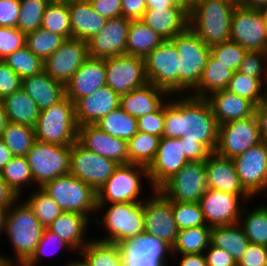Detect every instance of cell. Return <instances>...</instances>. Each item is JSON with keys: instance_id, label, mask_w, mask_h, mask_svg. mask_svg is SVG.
Masks as SVG:
<instances>
[{"instance_id": "cell-2", "label": "cell", "mask_w": 267, "mask_h": 266, "mask_svg": "<svg viewBox=\"0 0 267 266\" xmlns=\"http://www.w3.org/2000/svg\"><path fill=\"white\" fill-rule=\"evenodd\" d=\"M44 229L28 205L18 198L7 209L2 237L10 244L11 253L0 251L1 255L11 266H23L34 254Z\"/></svg>"}, {"instance_id": "cell-29", "label": "cell", "mask_w": 267, "mask_h": 266, "mask_svg": "<svg viewBox=\"0 0 267 266\" xmlns=\"http://www.w3.org/2000/svg\"><path fill=\"white\" fill-rule=\"evenodd\" d=\"M141 21L164 40H170L188 27L189 13L179 5L147 9Z\"/></svg>"}, {"instance_id": "cell-65", "label": "cell", "mask_w": 267, "mask_h": 266, "mask_svg": "<svg viewBox=\"0 0 267 266\" xmlns=\"http://www.w3.org/2000/svg\"><path fill=\"white\" fill-rule=\"evenodd\" d=\"M18 198L0 175V206L10 207Z\"/></svg>"}, {"instance_id": "cell-9", "label": "cell", "mask_w": 267, "mask_h": 266, "mask_svg": "<svg viewBox=\"0 0 267 266\" xmlns=\"http://www.w3.org/2000/svg\"><path fill=\"white\" fill-rule=\"evenodd\" d=\"M72 145L49 144L35 141L25 156L33 176L34 188L69 174Z\"/></svg>"}, {"instance_id": "cell-18", "label": "cell", "mask_w": 267, "mask_h": 266, "mask_svg": "<svg viewBox=\"0 0 267 266\" xmlns=\"http://www.w3.org/2000/svg\"><path fill=\"white\" fill-rule=\"evenodd\" d=\"M144 232L174 245L178 228L172 213V201L159 190H153L143 201Z\"/></svg>"}, {"instance_id": "cell-10", "label": "cell", "mask_w": 267, "mask_h": 266, "mask_svg": "<svg viewBox=\"0 0 267 266\" xmlns=\"http://www.w3.org/2000/svg\"><path fill=\"white\" fill-rule=\"evenodd\" d=\"M179 54L170 40H165L144 58L145 76L148 83L179 95Z\"/></svg>"}, {"instance_id": "cell-50", "label": "cell", "mask_w": 267, "mask_h": 266, "mask_svg": "<svg viewBox=\"0 0 267 266\" xmlns=\"http://www.w3.org/2000/svg\"><path fill=\"white\" fill-rule=\"evenodd\" d=\"M49 1L19 0L20 10L16 28L24 33L41 28L43 14Z\"/></svg>"}, {"instance_id": "cell-36", "label": "cell", "mask_w": 267, "mask_h": 266, "mask_svg": "<svg viewBox=\"0 0 267 266\" xmlns=\"http://www.w3.org/2000/svg\"><path fill=\"white\" fill-rule=\"evenodd\" d=\"M232 75V70L218 62L210 54L198 86L189 95L197 98H206L211 93L224 90L227 88Z\"/></svg>"}, {"instance_id": "cell-45", "label": "cell", "mask_w": 267, "mask_h": 266, "mask_svg": "<svg viewBox=\"0 0 267 266\" xmlns=\"http://www.w3.org/2000/svg\"><path fill=\"white\" fill-rule=\"evenodd\" d=\"M41 28L71 38V24L68 2L64 0H50L42 18Z\"/></svg>"}, {"instance_id": "cell-46", "label": "cell", "mask_w": 267, "mask_h": 266, "mask_svg": "<svg viewBox=\"0 0 267 266\" xmlns=\"http://www.w3.org/2000/svg\"><path fill=\"white\" fill-rule=\"evenodd\" d=\"M61 250L65 252L67 256H70L69 253H72V255L77 254V252L61 237L48 228H45L34 254L23 266H40L42 261L43 263L44 261H48L47 257H58L55 254L61 253ZM45 257L46 260H44Z\"/></svg>"}, {"instance_id": "cell-34", "label": "cell", "mask_w": 267, "mask_h": 266, "mask_svg": "<svg viewBox=\"0 0 267 266\" xmlns=\"http://www.w3.org/2000/svg\"><path fill=\"white\" fill-rule=\"evenodd\" d=\"M1 101L9 122L35 127L40 110L23 88Z\"/></svg>"}, {"instance_id": "cell-27", "label": "cell", "mask_w": 267, "mask_h": 266, "mask_svg": "<svg viewBox=\"0 0 267 266\" xmlns=\"http://www.w3.org/2000/svg\"><path fill=\"white\" fill-rule=\"evenodd\" d=\"M92 221L85 215L62 212L47 228L67 242L77 253L93 238ZM91 236V237H89Z\"/></svg>"}, {"instance_id": "cell-14", "label": "cell", "mask_w": 267, "mask_h": 266, "mask_svg": "<svg viewBox=\"0 0 267 266\" xmlns=\"http://www.w3.org/2000/svg\"><path fill=\"white\" fill-rule=\"evenodd\" d=\"M230 41L247 51H267V26L263 10L236 5L231 17Z\"/></svg>"}, {"instance_id": "cell-16", "label": "cell", "mask_w": 267, "mask_h": 266, "mask_svg": "<svg viewBox=\"0 0 267 266\" xmlns=\"http://www.w3.org/2000/svg\"><path fill=\"white\" fill-rule=\"evenodd\" d=\"M118 166L114 160L85 149L77 141L72 144L69 173L90 185L96 192Z\"/></svg>"}, {"instance_id": "cell-41", "label": "cell", "mask_w": 267, "mask_h": 266, "mask_svg": "<svg viewBox=\"0 0 267 266\" xmlns=\"http://www.w3.org/2000/svg\"><path fill=\"white\" fill-rule=\"evenodd\" d=\"M161 137L137 132L128 142V164L149 167L154 161Z\"/></svg>"}, {"instance_id": "cell-73", "label": "cell", "mask_w": 267, "mask_h": 266, "mask_svg": "<svg viewBox=\"0 0 267 266\" xmlns=\"http://www.w3.org/2000/svg\"><path fill=\"white\" fill-rule=\"evenodd\" d=\"M0 266H11L3 255L0 253Z\"/></svg>"}, {"instance_id": "cell-58", "label": "cell", "mask_w": 267, "mask_h": 266, "mask_svg": "<svg viewBox=\"0 0 267 266\" xmlns=\"http://www.w3.org/2000/svg\"><path fill=\"white\" fill-rule=\"evenodd\" d=\"M19 10V0H0V26L16 27Z\"/></svg>"}, {"instance_id": "cell-66", "label": "cell", "mask_w": 267, "mask_h": 266, "mask_svg": "<svg viewBox=\"0 0 267 266\" xmlns=\"http://www.w3.org/2000/svg\"><path fill=\"white\" fill-rule=\"evenodd\" d=\"M12 157L13 155L11 154L10 150L0 138V172L8 164Z\"/></svg>"}, {"instance_id": "cell-31", "label": "cell", "mask_w": 267, "mask_h": 266, "mask_svg": "<svg viewBox=\"0 0 267 266\" xmlns=\"http://www.w3.org/2000/svg\"><path fill=\"white\" fill-rule=\"evenodd\" d=\"M71 38L90 40L106 24L107 18L99 15L89 0L68 1Z\"/></svg>"}, {"instance_id": "cell-38", "label": "cell", "mask_w": 267, "mask_h": 266, "mask_svg": "<svg viewBox=\"0 0 267 266\" xmlns=\"http://www.w3.org/2000/svg\"><path fill=\"white\" fill-rule=\"evenodd\" d=\"M0 175L19 198L34 189L33 176L25 156H13Z\"/></svg>"}, {"instance_id": "cell-22", "label": "cell", "mask_w": 267, "mask_h": 266, "mask_svg": "<svg viewBox=\"0 0 267 266\" xmlns=\"http://www.w3.org/2000/svg\"><path fill=\"white\" fill-rule=\"evenodd\" d=\"M130 21L123 16L108 19L105 26L87 41L89 57L103 59L126 54Z\"/></svg>"}, {"instance_id": "cell-35", "label": "cell", "mask_w": 267, "mask_h": 266, "mask_svg": "<svg viewBox=\"0 0 267 266\" xmlns=\"http://www.w3.org/2000/svg\"><path fill=\"white\" fill-rule=\"evenodd\" d=\"M249 243L239 223L211 228L210 244L225 250L236 261L246 252Z\"/></svg>"}, {"instance_id": "cell-30", "label": "cell", "mask_w": 267, "mask_h": 266, "mask_svg": "<svg viewBox=\"0 0 267 266\" xmlns=\"http://www.w3.org/2000/svg\"><path fill=\"white\" fill-rule=\"evenodd\" d=\"M219 125L229 121L251 117L255 113V105L244 97H240L226 89L211 93L205 98Z\"/></svg>"}, {"instance_id": "cell-6", "label": "cell", "mask_w": 267, "mask_h": 266, "mask_svg": "<svg viewBox=\"0 0 267 266\" xmlns=\"http://www.w3.org/2000/svg\"><path fill=\"white\" fill-rule=\"evenodd\" d=\"M179 54V95H189L199 84L207 60L210 46L188 26L183 32L171 38Z\"/></svg>"}, {"instance_id": "cell-74", "label": "cell", "mask_w": 267, "mask_h": 266, "mask_svg": "<svg viewBox=\"0 0 267 266\" xmlns=\"http://www.w3.org/2000/svg\"><path fill=\"white\" fill-rule=\"evenodd\" d=\"M263 10V13L265 15V21H266V26H267V7L262 9Z\"/></svg>"}, {"instance_id": "cell-62", "label": "cell", "mask_w": 267, "mask_h": 266, "mask_svg": "<svg viewBox=\"0 0 267 266\" xmlns=\"http://www.w3.org/2000/svg\"><path fill=\"white\" fill-rule=\"evenodd\" d=\"M146 10L145 0H122V16L128 20H141Z\"/></svg>"}, {"instance_id": "cell-42", "label": "cell", "mask_w": 267, "mask_h": 266, "mask_svg": "<svg viewBox=\"0 0 267 266\" xmlns=\"http://www.w3.org/2000/svg\"><path fill=\"white\" fill-rule=\"evenodd\" d=\"M26 194L28 196H25ZM20 198L28 205L44 228H47L63 212L59 205L41 188H34Z\"/></svg>"}, {"instance_id": "cell-64", "label": "cell", "mask_w": 267, "mask_h": 266, "mask_svg": "<svg viewBox=\"0 0 267 266\" xmlns=\"http://www.w3.org/2000/svg\"><path fill=\"white\" fill-rule=\"evenodd\" d=\"M262 141L267 142V97L255 106Z\"/></svg>"}, {"instance_id": "cell-53", "label": "cell", "mask_w": 267, "mask_h": 266, "mask_svg": "<svg viewBox=\"0 0 267 266\" xmlns=\"http://www.w3.org/2000/svg\"><path fill=\"white\" fill-rule=\"evenodd\" d=\"M238 72L259 79L267 87V51H247Z\"/></svg>"}, {"instance_id": "cell-60", "label": "cell", "mask_w": 267, "mask_h": 266, "mask_svg": "<svg viewBox=\"0 0 267 266\" xmlns=\"http://www.w3.org/2000/svg\"><path fill=\"white\" fill-rule=\"evenodd\" d=\"M207 266H235L237 261L225 250L217 248L211 244L205 250Z\"/></svg>"}, {"instance_id": "cell-69", "label": "cell", "mask_w": 267, "mask_h": 266, "mask_svg": "<svg viewBox=\"0 0 267 266\" xmlns=\"http://www.w3.org/2000/svg\"><path fill=\"white\" fill-rule=\"evenodd\" d=\"M147 9H157V8H171L173 4L170 0H145Z\"/></svg>"}, {"instance_id": "cell-61", "label": "cell", "mask_w": 267, "mask_h": 266, "mask_svg": "<svg viewBox=\"0 0 267 266\" xmlns=\"http://www.w3.org/2000/svg\"><path fill=\"white\" fill-rule=\"evenodd\" d=\"M183 143V153L188 162L206 161L211 154L201 143L191 140H181Z\"/></svg>"}, {"instance_id": "cell-39", "label": "cell", "mask_w": 267, "mask_h": 266, "mask_svg": "<svg viewBox=\"0 0 267 266\" xmlns=\"http://www.w3.org/2000/svg\"><path fill=\"white\" fill-rule=\"evenodd\" d=\"M91 266H123L119 245L92 238L80 251Z\"/></svg>"}, {"instance_id": "cell-3", "label": "cell", "mask_w": 267, "mask_h": 266, "mask_svg": "<svg viewBox=\"0 0 267 266\" xmlns=\"http://www.w3.org/2000/svg\"><path fill=\"white\" fill-rule=\"evenodd\" d=\"M96 215L92 223L97 240L119 245L144 232L143 202L97 204Z\"/></svg>"}, {"instance_id": "cell-48", "label": "cell", "mask_w": 267, "mask_h": 266, "mask_svg": "<svg viewBox=\"0 0 267 266\" xmlns=\"http://www.w3.org/2000/svg\"><path fill=\"white\" fill-rule=\"evenodd\" d=\"M65 40L63 36L42 28L26 33V47L43 61L53 54Z\"/></svg>"}, {"instance_id": "cell-17", "label": "cell", "mask_w": 267, "mask_h": 266, "mask_svg": "<svg viewBox=\"0 0 267 266\" xmlns=\"http://www.w3.org/2000/svg\"><path fill=\"white\" fill-rule=\"evenodd\" d=\"M253 199L251 195H234L208 188L199 204L206 224L212 228L238 223L244 205Z\"/></svg>"}, {"instance_id": "cell-25", "label": "cell", "mask_w": 267, "mask_h": 266, "mask_svg": "<svg viewBox=\"0 0 267 266\" xmlns=\"http://www.w3.org/2000/svg\"><path fill=\"white\" fill-rule=\"evenodd\" d=\"M119 105L120 95L105 85L90 96L82 97L74 103L77 124L78 126L97 124Z\"/></svg>"}, {"instance_id": "cell-37", "label": "cell", "mask_w": 267, "mask_h": 266, "mask_svg": "<svg viewBox=\"0 0 267 266\" xmlns=\"http://www.w3.org/2000/svg\"><path fill=\"white\" fill-rule=\"evenodd\" d=\"M164 41L141 20H131L127 35L126 54L145 58Z\"/></svg>"}, {"instance_id": "cell-44", "label": "cell", "mask_w": 267, "mask_h": 266, "mask_svg": "<svg viewBox=\"0 0 267 266\" xmlns=\"http://www.w3.org/2000/svg\"><path fill=\"white\" fill-rule=\"evenodd\" d=\"M1 139L13 156H26L36 141L35 128L8 121Z\"/></svg>"}, {"instance_id": "cell-26", "label": "cell", "mask_w": 267, "mask_h": 266, "mask_svg": "<svg viewBox=\"0 0 267 266\" xmlns=\"http://www.w3.org/2000/svg\"><path fill=\"white\" fill-rule=\"evenodd\" d=\"M207 187L234 195H250L241 185L232 159L211 153L205 161Z\"/></svg>"}, {"instance_id": "cell-20", "label": "cell", "mask_w": 267, "mask_h": 266, "mask_svg": "<svg viewBox=\"0 0 267 266\" xmlns=\"http://www.w3.org/2000/svg\"><path fill=\"white\" fill-rule=\"evenodd\" d=\"M89 58L88 43L81 39H66L44 60V71L54 80L65 85Z\"/></svg>"}, {"instance_id": "cell-55", "label": "cell", "mask_w": 267, "mask_h": 266, "mask_svg": "<svg viewBox=\"0 0 267 266\" xmlns=\"http://www.w3.org/2000/svg\"><path fill=\"white\" fill-rule=\"evenodd\" d=\"M165 126V103L157 110L137 118L138 132L163 137Z\"/></svg>"}, {"instance_id": "cell-43", "label": "cell", "mask_w": 267, "mask_h": 266, "mask_svg": "<svg viewBox=\"0 0 267 266\" xmlns=\"http://www.w3.org/2000/svg\"><path fill=\"white\" fill-rule=\"evenodd\" d=\"M104 132L127 142L138 132L137 119L118 107L104 116L97 124Z\"/></svg>"}, {"instance_id": "cell-72", "label": "cell", "mask_w": 267, "mask_h": 266, "mask_svg": "<svg viewBox=\"0 0 267 266\" xmlns=\"http://www.w3.org/2000/svg\"><path fill=\"white\" fill-rule=\"evenodd\" d=\"M8 208L9 207H1L0 206V238L3 237L4 225H5V216H6V212H7Z\"/></svg>"}, {"instance_id": "cell-32", "label": "cell", "mask_w": 267, "mask_h": 266, "mask_svg": "<svg viewBox=\"0 0 267 266\" xmlns=\"http://www.w3.org/2000/svg\"><path fill=\"white\" fill-rule=\"evenodd\" d=\"M22 88L39 110L49 108L65 97V85L52 79L44 70L22 79Z\"/></svg>"}, {"instance_id": "cell-15", "label": "cell", "mask_w": 267, "mask_h": 266, "mask_svg": "<svg viewBox=\"0 0 267 266\" xmlns=\"http://www.w3.org/2000/svg\"><path fill=\"white\" fill-rule=\"evenodd\" d=\"M119 247L123 266H171L172 247L148 233L122 242Z\"/></svg>"}, {"instance_id": "cell-40", "label": "cell", "mask_w": 267, "mask_h": 266, "mask_svg": "<svg viewBox=\"0 0 267 266\" xmlns=\"http://www.w3.org/2000/svg\"><path fill=\"white\" fill-rule=\"evenodd\" d=\"M211 227L200 226L178 231L172 254L204 253L210 244Z\"/></svg>"}, {"instance_id": "cell-59", "label": "cell", "mask_w": 267, "mask_h": 266, "mask_svg": "<svg viewBox=\"0 0 267 266\" xmlns=\"http://www.w3.org/2000/svg\"><path fill=\"white\" fill-rule=\"evenodd\" d=\"M101 16L111 19L122 16V0H89Z\"/></svg>"}, {"instance_id": "cell-19", "label": "cell", "mask_w": 267, "mask_h": 266, "mask_svg": "<svg viewBox=\"0 0 267 266\" xmlns=\"http://www.w3.org/2000/svg\"><path fill=\"white\" fill-rule=\"evenodd\" d=\"M106 66V85L119 95L144 86V58L133 55H120L104 58Z\"/></svg>"}, {"instance_id": "cell-54", "label": "cell", "mask_w": 267, "mask_h": 266, "mask_svg": "<svg viewBox=\"0 0 267 266\" xmlns=\"http://www.w3.org/2000/svg\"><path fill=\"white\" fill-rule=\"evenodd\" d=\"M26 46V33L16 27L0 26V60Z\"/></svg>"}, {"instance_id": "cell-11", "label": "cell", "mask_w": 267, "mask_h": 266, "mask_svg": "<svg viewBox=\"0 0 267 266\" xmlns=\"http://www.w3.org/2000/svg\"><path fill=\"white\" fill-rule=\"evenodd\" d=\"M208 189L205 161L187 162L158 190L172 202H199Z\"/></svg>"}, {"instance_id": "cell-57", "label": "cell", "mask_w": 267, "mask_h": 266, "mask_svg": "<svg viewBox=\"0 0 267 266\" xmlns=\"http://www.w3.org/2000/svg\"><path fill=\"white\" fill-rule=\"evenodd\" d=\"M267 246L249 243L246 252L237 261L239 266H266Z\"/></svg>"}, {"instance_id": "cell-13", "label": "cell", "mask_w": 267, "mask_h": 266, "mask_svg": "<svg viewBox=\"0 0 267 266\" xmlns=\"http://www.w3.org/2000/svg\"><path fill=\"white\" fill-rule=\"evenodd\" d=\"M232 160L244 189L254 199H267V142L250 147Z\"/></svg>"}, {"instance_id": "cell-23", "label": "cell", "mask_w": 267, "mask_h": 266, "mask_svg": "<svg viewBox=\"0 0 267 266\" xmlns=\"http://www.w3.org/2000/svg\"><path fill=\"white\" fill-rule=\"evenodd\" d=\"M77 142L85 149L114 160L119 165L128 164L127 141L110 136L96 124L78 126Z\"/></svg>"}, {"instance_id": "cell-4", "label": "cell", "mask_w": 267, "mask_h": 266, "mask_svg": "<svg viewBox=\"0 0 267 266\" xmlns=\"http://www.w3.org/2000/svg\"><path fill=\"white\" fill-rule=\"evenodd\" d=\"M235 6L228 0H195L188 26L210 47L227 42Z\"/></svg>"}, {"instance_id": "cell-28", "label": "cell", "mask_w": 267, "mask_h": 266, "mask_svg": "<svg viewBox=\"0 0 267 266\" xmlns=\"http://www.w3.org/2000/svg\"><path fill=\"white\" fill-rule=\"evenodd\" d=\"M170 94L152 83L133 89L120 95L119 107L136 119L157 111L169 98Z\"/></svg>"}, {"instance_id": "cell-56", "label": "cell", "mask_w": 267, "mask_h": 266, "mask_svg": "<svg viewBox=\"0 0 267 266\" xmlns=\"http://www.w3.org/2000/svg\"><path fill=\"white\" fill-rule=\"evenodd\" d=\"M22 88V78L0 60V100Z\"/></svg>"}, {"instance_id": "cell-12", "label": "cell", "mask_w": 267, "mask_h": 266, "mask_svg": "<svg viewBox=\"0 0 267 266\" xmlns=\"http://www.w3.org/2000/svg\"><path fill=\"white\" fill-rule=\"evenodd\" d=\"M262 142L255 113L248 118L233 120L219 125L216 153L233 159Z\"/></svg>"}, {"instance_id": "cell-75", "label": "cell", "mask_w": 267, "mask_h": 266, "mask_svg": "<svg viewBox=\"0 0 267 266\" xmlns=\"http://www.w3.org/2000/svg\"><path fill=\"white\" fill-rule=\"evenodd\" d=\"M228 1L232 2L235 5H239L241 0H228Z\"/></svg>"}, {"instance_id": "cell-24", "label": "cell", "mask_w": 267, "mask_h": 266, "mask_svg": "<svg viewBox=\"0 0 267 266\" xmlns=\"http://www.w3.org/2000/svg\"><path fill=\"white\" fill-rule=\"evenodd\" d=\"M106 85L104 58L89 57L65 84V96L73 103Z\"/></svg>"}, {"instance_id": "cell-52", "label": "cell", "mask_w": 267, "mask_h": 266, "mask_svg": "<svg viewBox=\"0 0 267 266\" xmlns=\"http://www.w3.org/2000/svg\"><path fill=\"white\" fill-rule=\"evenodd\" d=\"M211 54L218 62L225 65L233 72L238 71L247 50L233 41H227L210 47Z\"/></svg>"}, {"instance_id": "cell-21", "label": "cell", "mask_w": 267, "mask_h": 266, "mask_svg": "<svg viewBox=\"0 0 267 266\" xmlns=\"http://www.w3.org/2000/svg\"><path fill=\"white\" fill-rule=\"evenodd\" d=\"M181 138L162 137L154 161L147 168L151 187L158 190L186 163Z\"/></svg>"}, {"instance_id": "cell-67", "label": "cell", "mask_w": 267, "mask_h": 266, "mask_svg": "<svg viewBox=\"0 0 267 266\" xmlns=\"http://www.w3.org/2000/svg\"><path fill=\"white\" fill-rule=\"evenodd\" d=\"M239 6L262 10L267 7V0H241Z\"/></svg>"}, {"instance_id": "cell-47", "label": "cell", "mask_w": 267, "mask_h": 266, "mask_svg": "<svg viewBox=\"0 0 267 266\" xmlns=\"http://www.w3.org/2000/svg\"><path fill=\"white\" fill-rule=\"evenodd\" d=\"M226 90L248 99L255 106L267 97V87L259 79L248 77L238 71L233 72Z\"/></svg>"}, {"instance_id": "cell-63", "label": "cell", "mask_w": 267, "mask_h": 266, "mask_svg": "<svg viewBox=\"0 0 267 266\" xmlns=\"http://www.w3.org/2000/svg\"><path fill=\"white\" fill-rule=\"evenodd\" d=\"M172 259L171 266H207L204 253L172 254Z\"/></svg>"}, {"instance_id": "cell-49", "label": "cell", "mask_w": 267, "mask_h": 266, "mask_svg": "<svg viewBox=\"0 0 267 266\" xmlns=\"http://www.w3.org/2000/svg\"><path fill=\"white\" fill-rule=\"evenodd\" d=\"M4 61L22 79L44 70V61L34 55L26 46L6 56Z\"/></svg>"}, {"instance_id": "cell-68", "label": "cell", "mask_w": 267, "mask_h": 266, "mask_svg": "<svg viewBox=\"0 0 267 266\" xmlns=\"http://www.w3.org/2000/svg\"><path fill=\"white\" fill-rule=\"evenodd\" d=\"M72 257L73 256L71 255L70 260L68 258H66L64 260L66 263L64 262L63 266H91L89 264V262L86 260V258L81 253H77V254H75V257H73V258ZM66 260H68V261H66Z\"/></svg>"}, {"instance_id": "cell-71", "label": "cell", "mask_w": 267, "mask_h": 266, "mask_svg": "<svg viewBox=\"0 0 267 266\" xmlns=\"http://www.w3.org/2000/svg\"><path fill=\"white\" fill-rule=\"evenodd\" d=\"M173 4L179 5L184 8L188 13L195 4V0H170Z\"/></svg>"}, {"instance_id": "cell-8", "label": "cell", "mask_w": 267, "mask_h": 266, "mask_svg": "<svg viewBox=\"0 0 267 266\" xmlns=\"http://www.w3.org/2000/svg\"><path fill=\"white\" fill-rule=\"evenodd\" d=\"M63 212L87 216L92 222L96 216L97 192L82 180L66 174L46 182L40 187Z\"/></svg>"}, {"instance_id": "cell-33", "label": "cell", "mask_w": 267, "mask_h": 266, "mask_svg": "<svg viewBox=\"0 0 267 266\" xmlns=\"http://www.w3.org/2000/svg\"><path fill=\"white\" fill-rule=\"evenodd\" d=\"M254 200L257 199L244 205L238 223L250 243L267 246V201L264 202L267 199H263L262 203L260 201L259 205Z\"/></svg>"}, {"instance_id": "cell-1", "label": "cell", "mask_w": 267, "mask_h": 266, "mask_svg": "<svg viewBox=\"0 0 267 266\" xmlns=\"http://www.w3.org/2000/svg\"><path fill=\"white\" fill-rule=\"evenodd\" d=\"M219 124L205 98L171 95L165 102L163 137L201 143L210 153L216 151Z\"/></svg>"}, {"instance_id": "cell-7", "label": "cell", "mask_w": 267, "mask_h": 266, "mask_svg": "<svg viewBox=\"0 0 267 266\" xmlns=\"http://www.w3.org/2000/svg\"><path fill=\"white\" fill-rule=\"evenodd\" d=\"M34 128L37 141L72 145L78 136V124L72 100L65 96L49 108L41 110Z\"/></svg>"}, {"instance_id": "cell-51", "label": "cell", "mask_w": 267, "mask_h": 266, "mask_svg": "<svg viewBox=\"0 0 267 266\" xmlns=\"http://www.w3.org/2000/svg\"><path fill=\"white\" fill-rule=\"evenodd\" d=\"M172 213L178 230L208 226L199 202H172Z\"/></svg>"}, {"instance_id": "cell-70", "label": "cell", "mask_w": 267, "mask_h": 266, "mask_svg": "<svg viewBox=\"0 0 267 266\" xmlns=\"http://www.w3.org/2000/svg\"><path fill=\"white\" fill-rule=\"evenodd\" d=\"M7 122H8L7 115H6L3 103L0 100V138H1L2 133L6 127Z\"/></svg>"}, {"instance_id": "cell-5", "label": "cell", "mask_w": 267, "mask_h": 266, "mask_svg": "<svg viewBox=\"0 0 267 266\" xmlns=\"http://www.w3.org/2000/svg\"><path fill=\"white\" fill-rule=\"evenodd\" d=\"M153 190L147 167L137 164L119 165L97 191V204L143 202Z\"/></svg>"}]
</instances>
